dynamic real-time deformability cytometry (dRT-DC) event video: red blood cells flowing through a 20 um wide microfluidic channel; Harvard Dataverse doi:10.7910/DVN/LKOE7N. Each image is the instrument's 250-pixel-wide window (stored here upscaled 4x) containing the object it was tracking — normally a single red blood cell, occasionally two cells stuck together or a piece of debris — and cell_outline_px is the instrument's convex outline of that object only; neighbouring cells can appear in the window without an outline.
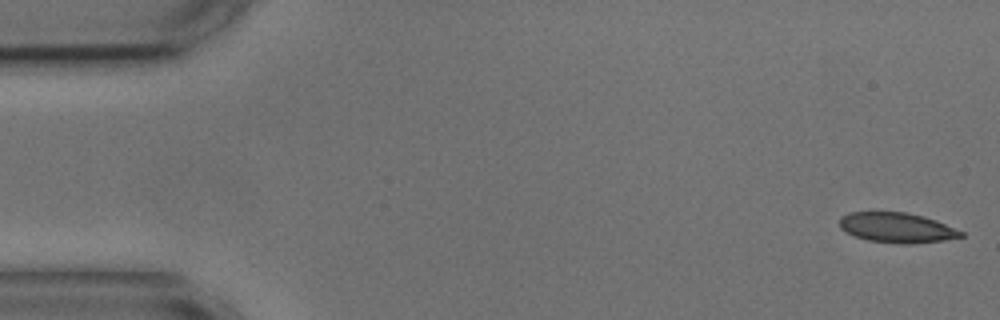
{"species": "common noctule bat (a hibernating species)", "species_latin": "Nyctalus noctula", "temperature_condition": "cold", "stored_images_in_passage": 15, "camera_frame_rate_fps": 3000, "um_per_image_px": 0.085, "animal": {"sex": "male", "body_mass_g": 17.9, "forearm_length_mm": 54.2}, "frame": {"image": 1, "passage_image": 1, "time_ms": 0.0, "image_size_px": [1000, 320], "cell_outline_px": [[964, 236], [944, 240], [912, 244], [900, 244], [868, 240], [844, 232], [840, 228], [840, 216], [848, 212], [904, 212], [924, 216], [936, 220], [964, 232]], "centroid_in_image_um": [76.22, 19.35], "position_along_channel_um": 8.8, "area_um2": 21.33}}
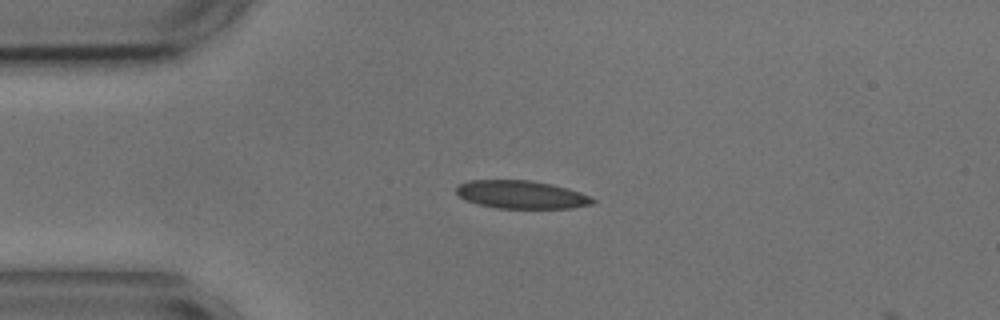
{"frame": {"image": 2, "passage_image": 12, "time_ms": 3.667, "image_size_px": [1000, 320], "cell_outline_px": [[596, 200], [592, 204], [572, 208], [496, 208], [464, 200], [456, 192], [456, 188], [460, 184], [468, 180], [532, 180], [552, 184], [568, 188], [580, 192]], "centroid_in_image_um": [44.31, 16.53], "position_along_channel_um": 40.7, "area_um2": 22.25}}